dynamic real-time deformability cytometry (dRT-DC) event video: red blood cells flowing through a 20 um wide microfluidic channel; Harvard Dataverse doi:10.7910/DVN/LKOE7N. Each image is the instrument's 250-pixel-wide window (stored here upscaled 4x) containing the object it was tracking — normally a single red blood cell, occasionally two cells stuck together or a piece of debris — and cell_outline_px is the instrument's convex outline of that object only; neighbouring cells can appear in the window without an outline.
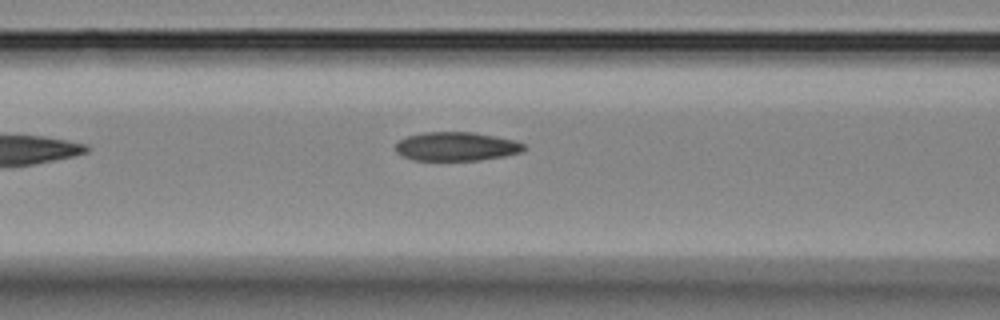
{"species": "Egyptian fruit bat (a non-hibernating species)", "species_latin": "Rousettus aegyptiacus", "temperature_condition": "room temperature", "stored_images_in_passage": 6, "segment_of_instrument_passage": [1, 2], "camera_frame_rate_fps": 3000, "um_per_image_px": 0.085, "animal": {"sex": "female"}, "frame": {"image": 1, "passage_image": 5, "time_ms": 4.667, "image_size_px": [1000, 320], "cell_outline_px": [[528, 148], [520, 152], [504, 156], [480, 160], [412, 160], [400, 156], [396, 152], [396, 144], [404, 136], [424, 132], [472, 132], [516, 140], [524, 144]], "centroid_in_image_um": [38.77, 12.45], "position_along_channel_um": 127.8, "area_um2": 21.73}}